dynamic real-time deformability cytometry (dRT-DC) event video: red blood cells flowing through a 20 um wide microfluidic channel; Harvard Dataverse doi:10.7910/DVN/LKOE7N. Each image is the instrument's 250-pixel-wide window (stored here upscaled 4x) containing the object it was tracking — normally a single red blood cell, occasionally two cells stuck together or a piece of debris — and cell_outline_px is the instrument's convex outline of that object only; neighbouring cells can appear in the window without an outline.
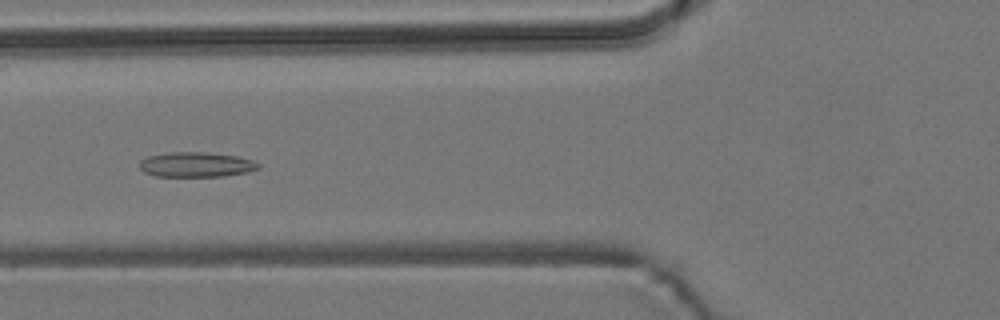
{"species": "common noctule bat (a hibernating species)", "species_latin": "Nyctalus noctula", "temperature_condition": "room temperature", "stored_images_in_passage": 7, "camera_frame_rate_fps": 3000, "um_per_image_px": 0.085, "animal": {"sex": "male", "body_mass_g": 19.2, "forearm_length_mm": 51.8}, "frame": {"image": 1, "passage_image": 5, "time_ms": 4.667, "image_size_px": [1000, 320], "cell_outline_px": [[260, 168], [248, 172], [224, 176], [156, 176], [144, 172], [140, 168], [140, 160], [148, 156], [172, 152], [204, 152], [236, 156], [252, 160], [260, 164]], "centroid_in_image_um": [16.68, 13.99], "position_along_channel_um": 109.1, "area_um2": 17.17}}
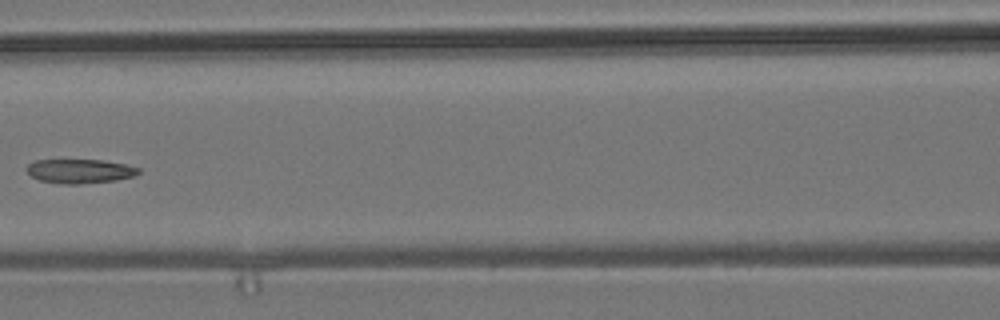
{"frame": {"image": 2, "passage_image": 6, "time_ms": 6.0, "image_size_px": [1000, 320], "cell_outline_px": [[140, 172], [136, 176], [116, 180], [80, 184], [64, 184], [40, 180], [32, 176], [28, 172], [28, 164], [36, 160], [104, 160], [124, 164], [140, 168]], "centroid_in_image_um": [6.84, 14.55], "position_along_channel_um": 159.8, "area_um2": 15.66}}
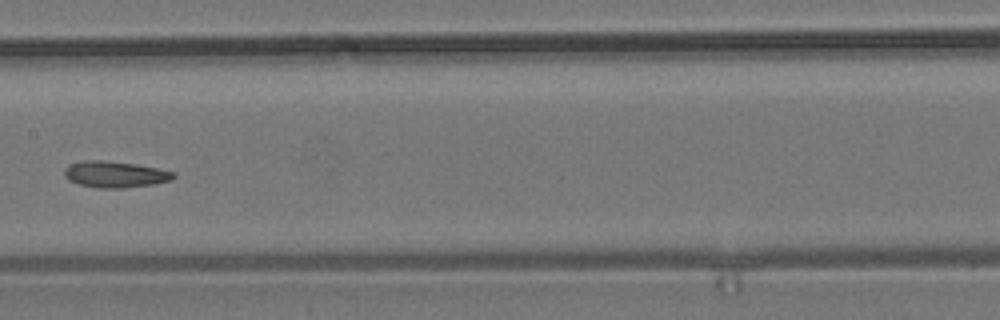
{"frame": {"image": 3, "passage_image": 7, "time_ms": 7.0, "image_size_px": [1000, 320], "cell_outline_px": [[176, 176], [172, 180], [152, 184], [124, 188], [96, 188], [80, 184], [68, 180], [64, 176], [64, 168], [72, 164], [84, 160], [104, 160], [136, 164], [176, 172]], "centroid_in_image_um": [9.78, 14.82], "position_along_channel_um": 197.6, "area_um2": 16.76}}